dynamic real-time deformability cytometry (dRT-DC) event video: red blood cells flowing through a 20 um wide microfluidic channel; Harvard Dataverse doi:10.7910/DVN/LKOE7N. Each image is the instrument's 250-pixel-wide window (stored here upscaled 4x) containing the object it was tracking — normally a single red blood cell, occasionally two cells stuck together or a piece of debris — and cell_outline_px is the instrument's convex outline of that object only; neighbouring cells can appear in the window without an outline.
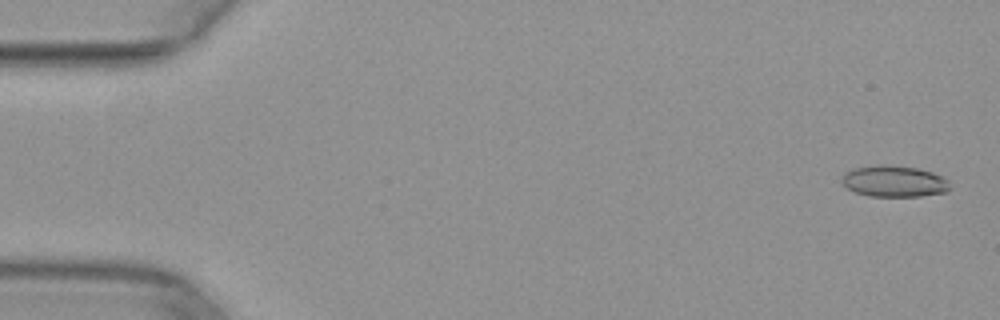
{"species": "common noctule bat (a hibernating species)", "species_latin": "Nyctalus noctula", "temperature_condition": "warm", "stored_images_in_passage": 10, "camera_frame_rate_fps": 3000, "um_per_image_px": 0.085, "animal": {"sex": "female", "body_mass_g": 29.2, "forearm_length_mm": 56.3}, "frame": {"image": 1, "passage_image": 2, "time_ms": 0.333, "image_size_px": [1000, 320], "cell_outline_px": [[952, 188], [948, 192], [920, 196], [868, 196], [856, 192], [848, 188], [840, 180], [844, 172], [852, 168], [876, 164], [888, 164], [916, 168], [932, 172], [948, 180]], "centroid_in_image_um": [76.0, 15.4], "position_along_channel_um": 9.0, "area_um2": 20.0}}